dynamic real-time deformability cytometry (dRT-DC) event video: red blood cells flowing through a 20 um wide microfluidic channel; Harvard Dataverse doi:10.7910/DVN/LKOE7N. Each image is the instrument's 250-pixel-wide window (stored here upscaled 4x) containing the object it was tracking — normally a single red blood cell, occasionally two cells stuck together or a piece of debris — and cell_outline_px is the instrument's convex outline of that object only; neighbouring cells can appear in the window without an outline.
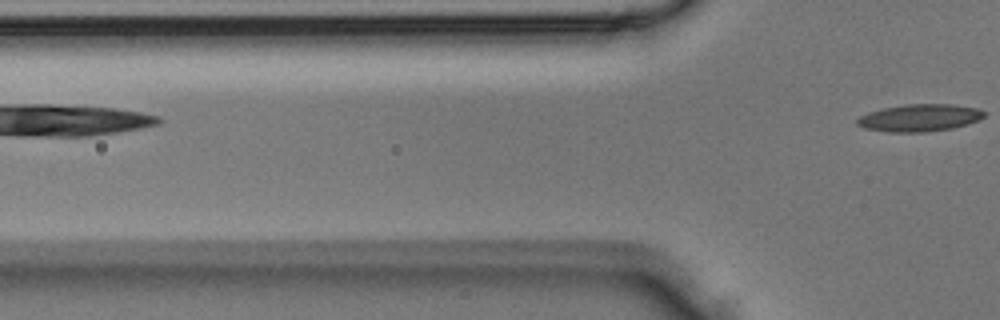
{"species": "Egyptian fruit bat (a non-hibernating species)", "species_latin": "Rousettus aegyptiacus", "temperature_condition": "room temperature", "stored_images_in_passage": 5, "camera_frame_rate_fps": 3000, "um_per_image_px": 0.085, "animal": {"sex": "male"}, "frame": {"image": 1, "passage_image": 5, "time_ms": 1.333, "image_size_px": [1000, 320], "cell_outline_px": [[984, 116], [968, 124], [952, 128], [924, 132], [888, 132], [864, 128], [856, 124], [856, 120], [860, 116], [868, 112], [884, 108], [904, 104], [952, 104], [976, 108], [984, 112]], "centroid_in_image_um": [78.12, 10.01], "position_along_channel_um": 47.7, "area_um2": 20.06}}